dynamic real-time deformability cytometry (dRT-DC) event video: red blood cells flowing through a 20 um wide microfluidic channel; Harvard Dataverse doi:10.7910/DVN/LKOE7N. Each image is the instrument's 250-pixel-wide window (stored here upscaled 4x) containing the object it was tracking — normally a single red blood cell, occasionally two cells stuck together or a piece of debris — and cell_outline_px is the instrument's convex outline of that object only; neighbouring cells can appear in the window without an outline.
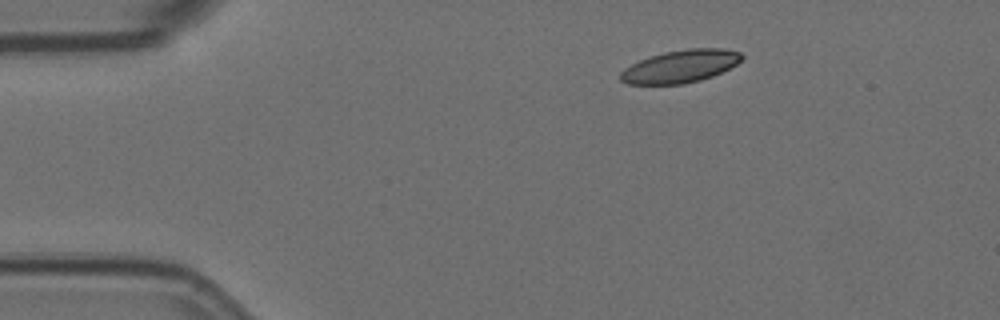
{"species": "Egyptian fruit bat (a non-hibernating species)", "species_latin": "Rousettus aegyptiacus", "temperature_condition": "room temperature", "stored_images_in_passage": 3, "camera_frame_rate_fps": 3000, "um_per_image_px": 0.085, "animal": {"sex": "female"}, "frame": {"image": 1, "passage_image": 1, "time_ms": 0.0, "image_size_px": [1000, 320], "cell_outline_px": [[744, 56], [736, 64], [712, 76], [700, 80], [684, 84], [628, 84], [620, 80], [620, 72], [624, 68], [640, 60], [664, 52], [688, 48], [720, 48], [740, 52]], "centroid_in_image_um": [57.82, 5.64], "position_along_channel_um": 27.2, "area_um2": 22.89}}